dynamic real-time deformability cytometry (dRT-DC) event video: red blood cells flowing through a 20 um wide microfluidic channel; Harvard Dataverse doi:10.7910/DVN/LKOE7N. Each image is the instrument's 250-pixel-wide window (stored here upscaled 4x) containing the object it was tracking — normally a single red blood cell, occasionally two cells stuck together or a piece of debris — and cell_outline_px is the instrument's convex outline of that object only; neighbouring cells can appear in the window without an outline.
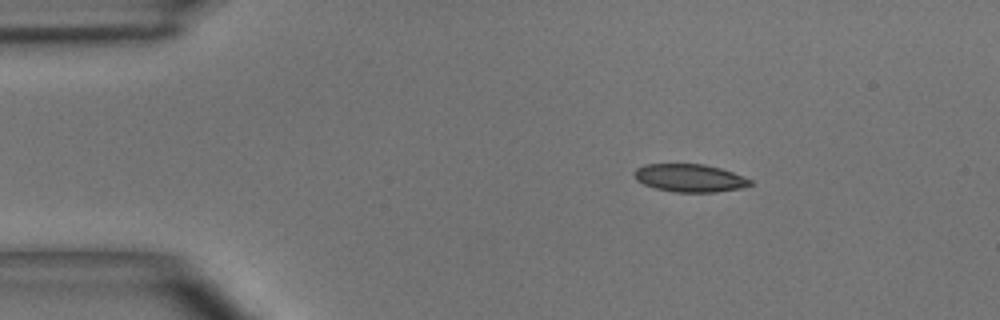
{"species": "common noctule bat (a hibernating species)", "species_latin": "Nyctalus noctula", "temperature_condition": "room temperature", "stored_images_in_passage": 46, "camera_frame_rate_fps": 3000, "um_per_image_px": 0.085, "animal": {"sex": "male", "body_mass_g": 15.6}, "frame": {"image": 1, "passage_image": 1, "time_ms": 0.0, "image_size_px": [1000, 320], "cell_outline_px": [[752, 184], [740, 188], [716, 192], [676, 192], [656, 188], [644, 184], [636, 180], [632, 172], [636, 168], [644, 164], [704, 164], [720, 168], [732, 172], [752, 180]], "centroid_in_image_um": [58.59, 15.12], "position_along_channel_um": 26.4, "area_um2": 18.79}}
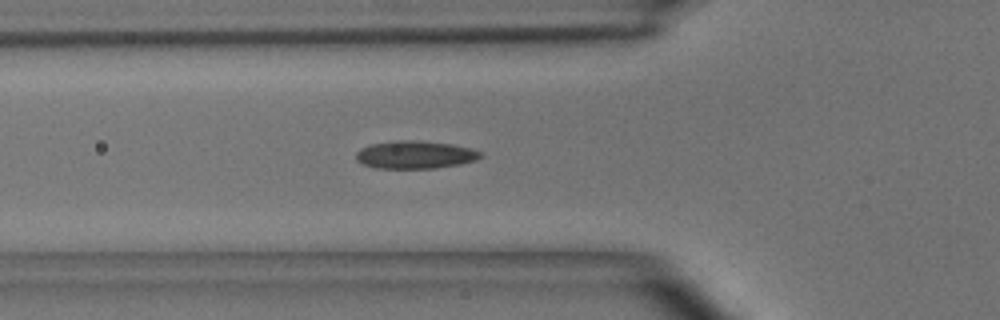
{"frame": {"image": 2, "passage_image": 11, "time_ms": 3.333, "image_size_px": [1000, 320], "cell_outline_px": [[484, 156], [476, 160], [460, 164], [436, 168], [376, 168], [364, 164], [356, 160], [356, 152], [360, 148], [372, 144], [396, 140], [420, 140], [452, 144], [472, 148], [484, 152]], "centroid_in_image_um": [35.34, 13.14], "position_along_channel_um": 90.5, "area_um2": 20.4}}
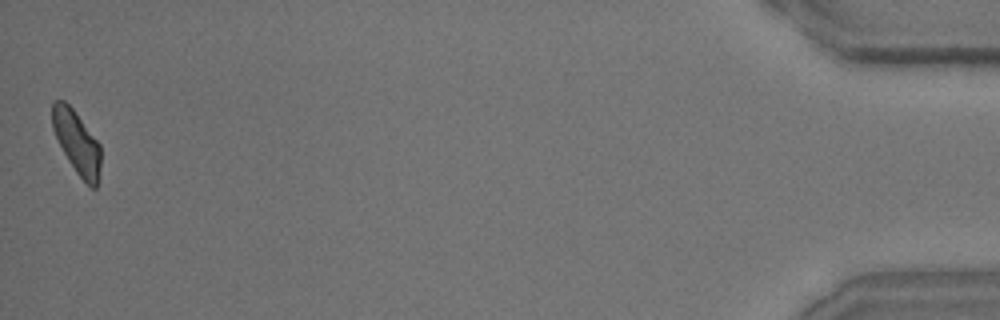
{"frame": {"image": 3, "passage_image": 46, "time_ms": 15.0, "image_size_px": [1000, 320], "cell_outline_px": [[100, 168], [96, 188], [92, 188], [76, 172], [68, 160], [52, 128], [52, 100], [64, 100], [72, 108], [100, 144]], "centroid_in_image_um": [6.52, 12.08], "position_along_channel_um": 428.7, "area_um2": 17.46}, "authors_computed_cell_mechanics": {"area_um2": 19.2185, "velocity_mm_per_s": 3.6859, "shape_relaxation_time_tau1_ms": 7.7108, "shape_relaxation_time_tau2_ms": 2.0118, "deformation_change_tau1": 0.191, "deformation_change_tau2": 0.0773}}